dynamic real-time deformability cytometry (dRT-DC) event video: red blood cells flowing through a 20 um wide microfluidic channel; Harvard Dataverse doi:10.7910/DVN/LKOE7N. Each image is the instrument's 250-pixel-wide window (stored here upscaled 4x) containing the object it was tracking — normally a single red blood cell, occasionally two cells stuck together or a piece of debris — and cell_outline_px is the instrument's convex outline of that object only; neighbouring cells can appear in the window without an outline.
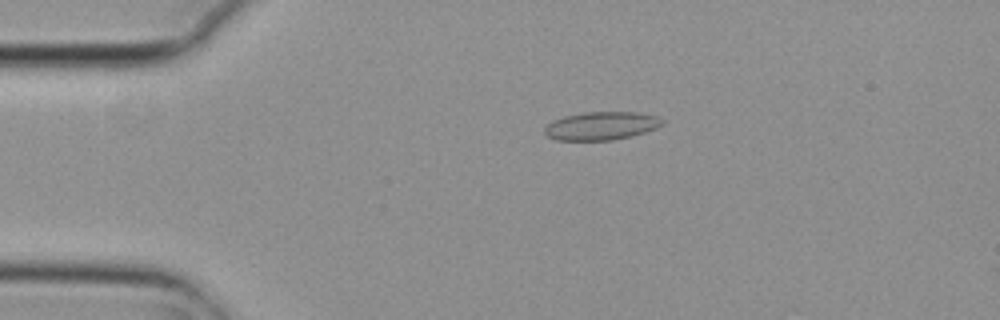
{"species": "common noctule bat (a hibernating species)", "species_latin": "Nyctalus noctula", "temperature_condition": "cold", "stored_images_in_passage": 5, "camera_frame_rate_fps": 3000, "um_per_image_px": 0.085, "animal": {"sex": "female", "body_mass_g": 29.2, "forearm_length_mm": 56.3}, "frame": {"image": 1, "passage_image": 4, "time_ms": 1.0, "image_size_px": [1000, 320], "cell_outline_px": [[664, 124], [656, 128], [632, 136], [612, 140], [556, 140], [548, 136], [544, 132], [544, 128], [552, 120], [564, 116], [584, 112], [636, 112], [656, 116], [664, 120]], "centroid_in_image_um": [51.11, 10.69], "position_along_channel_um": 33.9, "area_um2": 19.36}}